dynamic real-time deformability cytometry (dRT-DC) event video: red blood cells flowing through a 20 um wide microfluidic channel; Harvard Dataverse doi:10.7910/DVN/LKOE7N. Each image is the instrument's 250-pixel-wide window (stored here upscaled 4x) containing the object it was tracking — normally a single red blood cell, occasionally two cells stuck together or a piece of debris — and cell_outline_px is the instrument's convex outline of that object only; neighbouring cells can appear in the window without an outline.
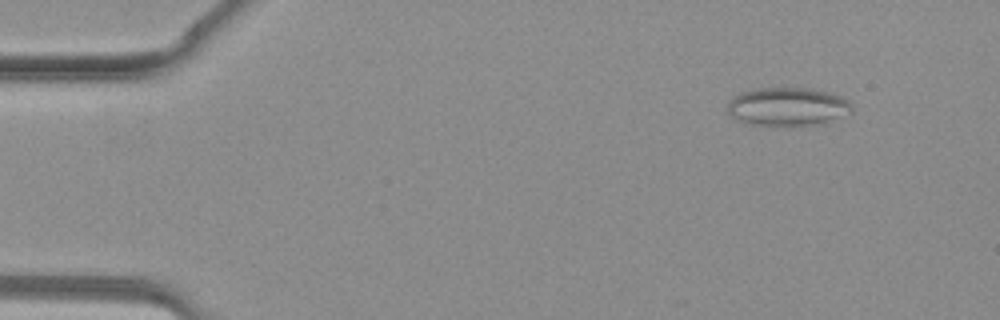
{"species": "common noctule bat (a hibernating species)", "species_latin": "Nyctalus noctula", "temperature_condition": "warm", "stored_images_in_passage": 31, "camera_frame_rate_fps": 3000, "um_per_image_px": 0.085, "animal": {"sex": "female", "body_mass_g": 19.3, "forearm_length_mm": 54.1}, "frame": {"image": 1, "passage_image": 1, "time_ms": 0.0, "image_size_px": [1000, 320], "cell_outline_px": [[852, 108], [828, 124], [756, 124], [736, 120], [728, 112], [728, 100], [732, 96], [740, 92], [752, 88], [812, 88], [832, 92], [848, 100], [852, 104]], "centroid_in_image_um": [66.93, 9.03], "position_along_channel_um": 18.1, "area_um2": 27.69}}
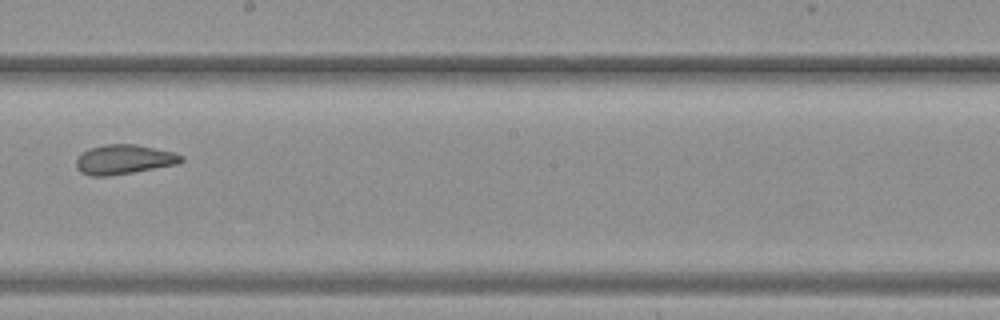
{"frame": {"image": 2, "passage_image": 19, "time_ms": 6.0, "image_size_px": [1000, 320], "cell_outline_px": [[184, 160], [176, 164], [132, 172], [108, 176], [88, 176], [80, 172], [76, 168], [76, 160], [88, 148], [104, 144], [136, 144], [176, 152], [184, 156]], "centroid_in_image_um": [10.53, 13.54], "position_along_channel_um": 237.7, "area_um2": 18.15}}
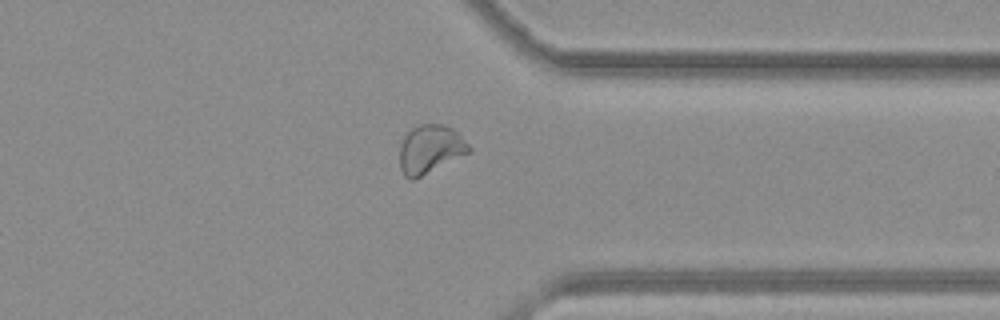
{"frame": {"image": 3, "passage_image": 27, "time_ms": 8.667, "image_size_px": [1000, 320], "cell_outline_px": [[472, 152], [412, 180], [408, 180], [404, 176], [400, 168], [400, 144], [404, 136], [412, 128], [420, 124], [444, 124], [452, 128], [472, 148]], "centroid_in_image_um": [36.56, 12.69], "position_along_channel_um": 374.8, "area_um2": 19.59}}